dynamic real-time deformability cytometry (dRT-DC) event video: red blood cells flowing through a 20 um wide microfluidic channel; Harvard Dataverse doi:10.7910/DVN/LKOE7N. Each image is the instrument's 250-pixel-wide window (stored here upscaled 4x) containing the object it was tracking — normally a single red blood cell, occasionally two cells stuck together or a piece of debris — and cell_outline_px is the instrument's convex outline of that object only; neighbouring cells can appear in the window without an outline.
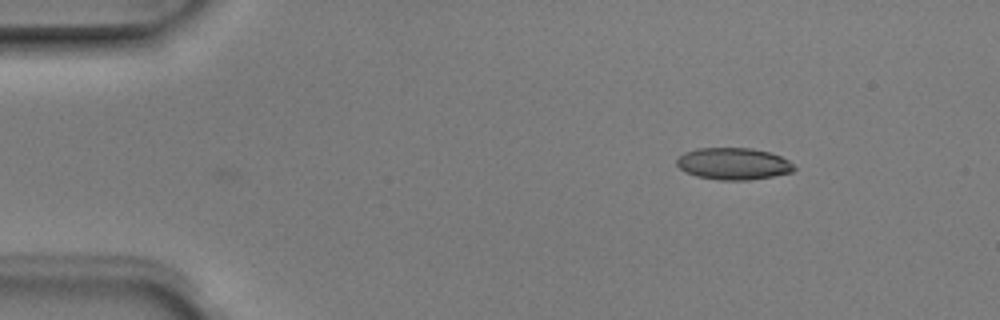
{"species": "Egyptian fruit bat (a non-hibernating species)", "species_latin": "Rousettus aegyptiacus", "temperature_condition": "room temperature", "stored_images_in_passage": 3, "camera_frame_rate_fps": 3000, "um_per_image_px": 0.085, "animal": {"sex": "male"}, "frame": {"image": 1, "passage_image": 3, "time_ms": 0.667, "image_size_px": [1000, 320], "cell_outline_px": [[796, 168], [792, 172], [772, 176], [748, 180], [720, 180], [696, 176], [684, 172], [676, 164], [676, 160], [684, 152], [696, 148], [752, 148], [772, 152], [788, 160]], "centroid_in_image_um": [62.32, 13.91], "position_along_channel_um": 22.7, "area_um2": 21.91}}